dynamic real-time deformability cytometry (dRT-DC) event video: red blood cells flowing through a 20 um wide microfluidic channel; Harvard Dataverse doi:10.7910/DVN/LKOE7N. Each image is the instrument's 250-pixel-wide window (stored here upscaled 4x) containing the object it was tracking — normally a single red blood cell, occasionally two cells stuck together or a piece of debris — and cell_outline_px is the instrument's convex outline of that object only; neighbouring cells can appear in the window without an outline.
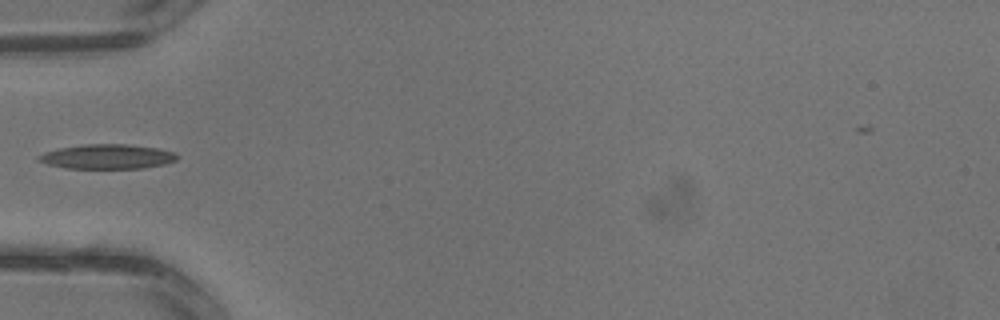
{"species": "common noctule bat (a hibernating species)", "species_latin": "Nyctalus noctula", "temperature_condition": "warm", "stored_images_in_passage": 3, "camera_frame_rate_fps": 3000, "um_per_image_px": 0.085, "animal": {"sex": "male", "body_mass_g": 13.3}, "frame": {"image": 1, "passage_image": 3, "time_ms": 0.667, "image_size_px": [1000, 320], "cell_outline_px": [[180, 156], [176, 160], [164, 164], [144, 168], [64, 168], [48, 164], [36, 160], [36, 156], [44, 152], [60, 148], [84, 144], [128, 144], [156, 148], [176, 152]], "centroid_in_image_um": [9.12, 13.31], "position_along_channel_um": 75.9, "area_um2": 19.94}}